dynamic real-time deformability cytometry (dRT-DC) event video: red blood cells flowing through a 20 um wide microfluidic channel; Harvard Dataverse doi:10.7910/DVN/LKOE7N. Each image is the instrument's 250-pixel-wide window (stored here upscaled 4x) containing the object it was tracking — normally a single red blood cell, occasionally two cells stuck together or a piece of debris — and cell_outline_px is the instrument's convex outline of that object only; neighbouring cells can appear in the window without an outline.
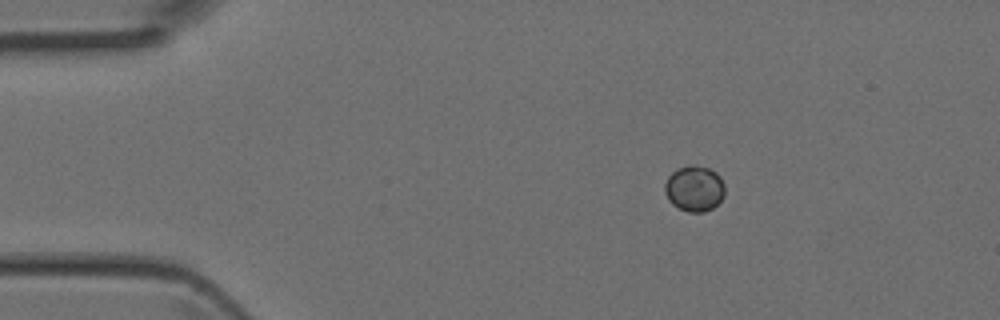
{"species": "Egyptian fruit bat (a non-hibernating species)", "species_latin": "Rousettus aegyptiacus", "temperature_condition": "room temperature", "stored_images_in_passage": 4, "camera_frame_rate_fps": 3000, "um_per_image_px": 0.085, "animal": {"sex": "female"}, "frame": {"image": 1, "passage_image": 1, "time_ms": 0.0, "image_size_px": [1000, 320], "cell_outline_px": [[724, 196], [712, 208], [704, 212], [688, 212], [672, 204], [668, 200], [664, 192], [664, 184], [668, 176], [676, 168], [688, 164], [692, 164], [708, 168], [716, 172], [720, 176], [724, 184]], "centroid_in_image_um": [59.0, 16.0], "position_along_channel_um": 26.0, "area_um2": 16.18}}
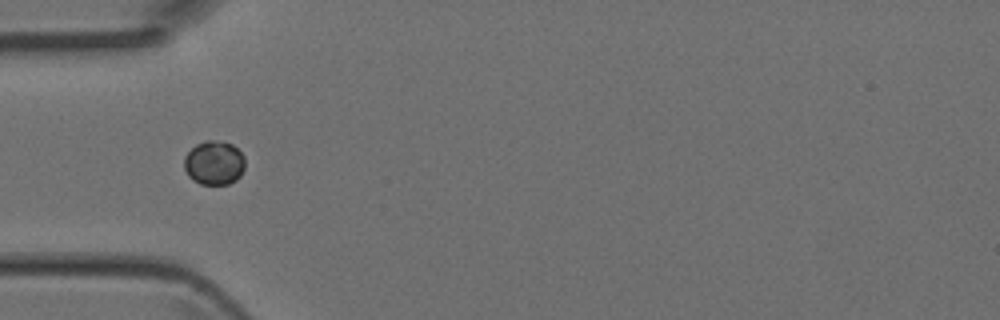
{"frame": {"image": 2, "passage_image": 3, "time_ms": 0.667, "image_size_px": [1000, 320], "cell_outline_px": [[244, 168], [240, 176], [236, 180], [228, 184], [200, 184], [192, 180], [188, 176], [184, 168], [184, 156], [196, 144], [204, 140], [212, 140], [232, 144], [244, 156]], "centroid_in_image_um": [18.18, 13.85], "position_along_channel_um": 66.8, "area_um2": 15.66}}
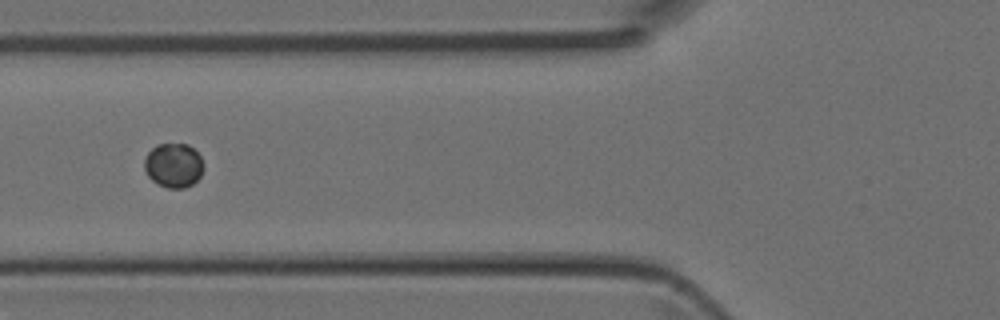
{"frame": {"image": 3, "passage_image": 4, "time_ms": 1.0, "image_size_px": [1000, 320], "cell_outline_px": [[204, 168], [200, 176], [192, 184], [184, 188], [168, 188], [152, 180], [148, 176], [144, 168], [144, 160], [148, 152], [156, 144], [188, 144], [200, 156], [204, 164]], "centroid_in_image_um": [14.75, 14.05], "position_along_channel_um": 111.0, "area_um2": 15.26}}